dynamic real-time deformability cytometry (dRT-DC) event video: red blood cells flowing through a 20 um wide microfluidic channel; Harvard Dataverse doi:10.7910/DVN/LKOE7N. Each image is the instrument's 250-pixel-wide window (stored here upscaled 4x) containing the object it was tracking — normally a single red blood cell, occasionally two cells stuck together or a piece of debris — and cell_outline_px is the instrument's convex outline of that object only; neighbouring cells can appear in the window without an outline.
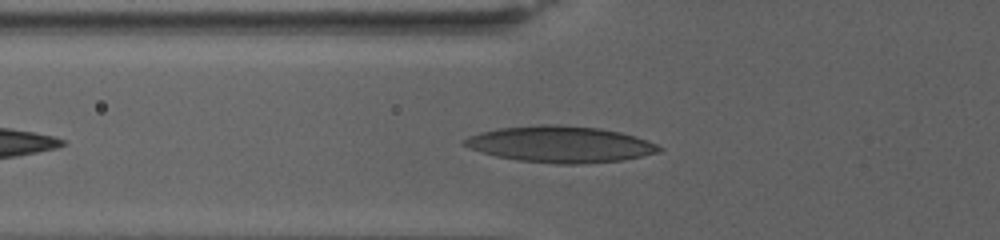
{"species": "human", "species_latin": "Homo sapiens", "temperature_condition": "warm", "stored_images_in_passage": 46, "camera_frame_rate_fps": 3000, "um_per_image_px": 0.085, "donor": {"sex": "female"}, "frame": {"image": 1, "passage_image": 8, "time_ms": 2.667, "image_size_px": [1000, 240], "cell_outline_px": [[664, 148], [660, 152], [624, 160], [580, 164], [556, 164], [516, 160], [496, 156], [480, 152], [468, 148], [460, 144], [460, 140], [468, 136], [480, 132], [496, 128], [536, 124], [556, 124], [600, 128], [620, 132], [636, 136], [656, 144]], "centroid_in_image_um": [47.57, 12.26], "position_along_channel_um": 78.2, "area_um2": 41.79}}
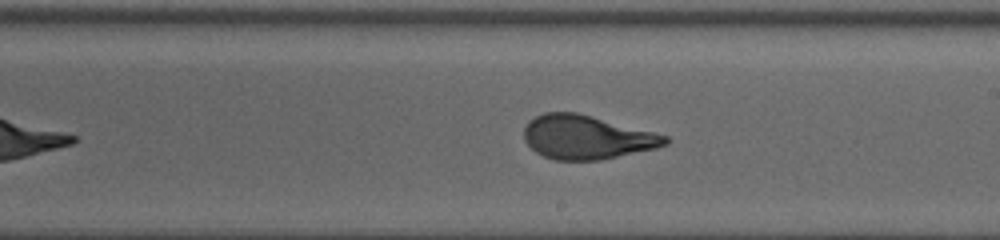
{"frame": {"image": 2, "passage_image": 22, "time_ms": 8.667, "image_size_px": [1000, 240], "cell_outline_px": [[672, 140], [668, 144], [656, 148], [600, 160], [556, 160], [544, 156], [536, 152], [524, 140], [524, 128], [528, 120], [544, 112], [576, 112], [668, 136]], "centroid_in_image_um": [49.86, 11.66], "position_along_channel_um": 239.1, "area_um2": 35.89}}
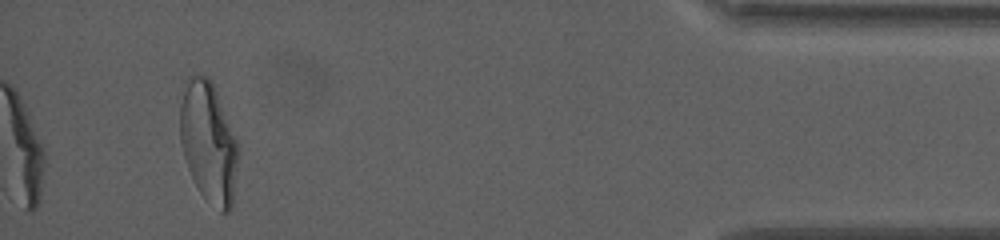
{"frame": {"image": 3, "passage_image": 46, "time_ms": 17.333, "image_size_px": [1000, 240], "cell_outline_px": [[240, 152], [232, 208], [228, 212], [220, 212], [200, 192], [188, 168], [184, 156], [180, 140], [180, 104], [184, 80], [192, 76], [208, 76], [212, 80], [236, 140]], "centroid_in_image_um": [17.73, 12.09], "position_along_channel_um": 417.5, "area_um2": 40.98}, "authors_computed_cell_mechanics": {"area_um2": 37.0209, "velocity_mm_per_s": 2.6823, "shape_relaxation_time_tau1_ms": 9.265, "shape_relaxation_time_tau2_ms": null, "deformation_change_tau1": 0.2917, "deformation_change_tau2": null}}